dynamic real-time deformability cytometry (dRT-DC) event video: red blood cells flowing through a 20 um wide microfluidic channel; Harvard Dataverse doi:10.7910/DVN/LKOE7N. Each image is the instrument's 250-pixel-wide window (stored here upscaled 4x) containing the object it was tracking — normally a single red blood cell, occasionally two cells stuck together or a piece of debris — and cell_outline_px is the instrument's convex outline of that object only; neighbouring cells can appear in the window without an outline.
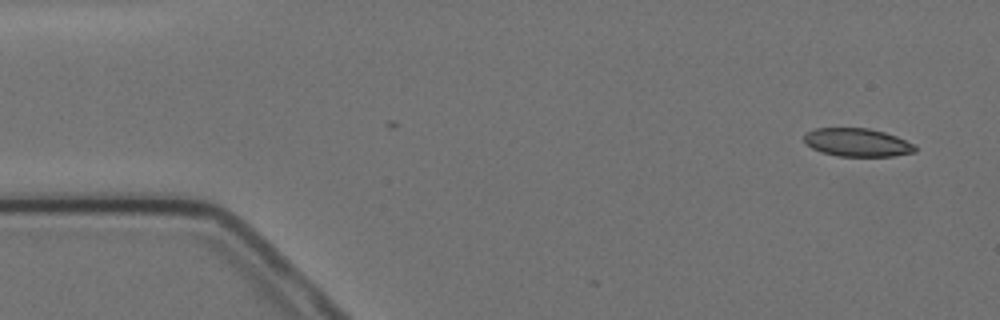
{"species": "Egyptian fruit bat (a non-hibernating species)", "species_latin": "Rousettus aegyptiacus", "temperature_condition": "cold", "stored_images_in_passage": 6, "camera_frame_rate_fps": 3000, "um_per_image_px": 0.085, "animal": {"sex": "female"}, "frame": {"image": 1, "passage_image": 1, "time_ms": 0.0, "image_size_px": [1000, 320], "cell_outline_px": [[916, 152], [892, 156], [836, 156], [820, 152], [812, 148], [804, 140], [804, 136], [808, 132], [816, 128], [868, 128], [884, 132], [896, 136], [916, 144]], "centroid_in_image_um": [72.9, 12.11], "position_along_channel_um": 12.1, "area_um2": 18.26}}
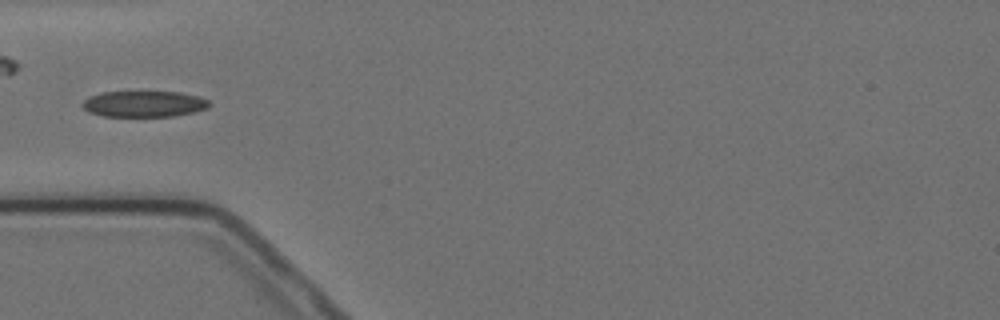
{"frame": {"image": 2, "passage_image": 5, "time_ms": 4.667, "image_size_px": [1000, 320], "cell_outline_px": [[208, 108], [196, 112], [172, 116], [104, 116], [88, 112], [80, 104], [88, 96], [100, 92], [180, 92], [200, 96], [208, 100]], "centroid_in_image_um": [12.22, 8.83], "position_along_channel_um": 72.8, "area_um2": 19.36}}
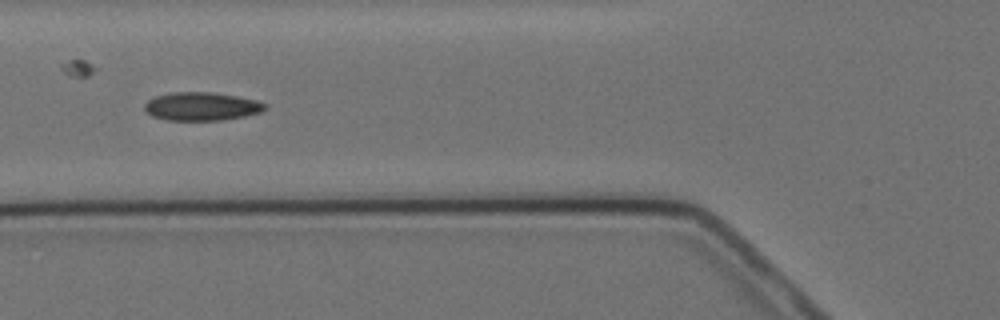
{"frame": {"image": 3, "passage_image": 6, "time_ms": 5.667, "image_size_px": [1000, 320], "cell_outline_px": [[268, 108], [260, 112], [244, 116], [220, 120], [168, 120], [152, 116], [144, 112], [144, 104], [148, 100], [156, 96], [172, 92], [212, 92], [236, 96], [256, 100], [268, 104]], "centroid_in_image_um": [17.12, 9.04], "position_along_channel_um": 108.7, "area_um2": 19.94}}